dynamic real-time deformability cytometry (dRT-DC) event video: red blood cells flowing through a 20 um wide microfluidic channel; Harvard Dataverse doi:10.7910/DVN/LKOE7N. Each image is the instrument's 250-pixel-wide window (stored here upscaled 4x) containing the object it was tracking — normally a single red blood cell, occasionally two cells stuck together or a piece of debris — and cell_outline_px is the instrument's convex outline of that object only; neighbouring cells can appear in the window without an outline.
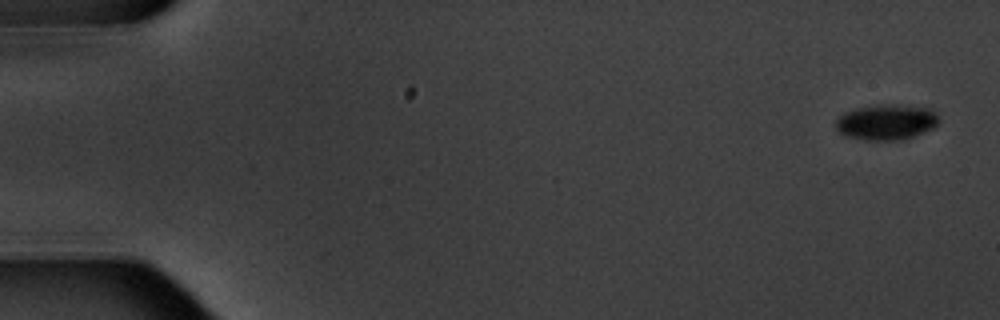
{"species": "common noctule bat (a hibernating species)", "species_latin": "Nyctalus noctula", "temperature_condition": "warm", "stored_images_in_passage": 6, "camera_frame_rate_fps": 3000, "um_per_image_px": 0.085, "animal": {"sex": "male", "body_mass_g": 20.1, "forearm_length_mm": 53.5}, "frame": {"image": 1, "passage_image": 1, "time_ms": 0.0, "image_size_px": [1000, 320], "cell_outline_px": [[940, 120], [932, 128], [904, 140], [864, 140], [844, 136], [836, 128], [836, 120], [844, 112], [856, 108], [880, 104], [892, 104], [928, 108], [936, 112]], "centroid_in_image_um": [75.33, 10.38], "position_along_channel_um": 9.7, "area_um2": 21.39}}
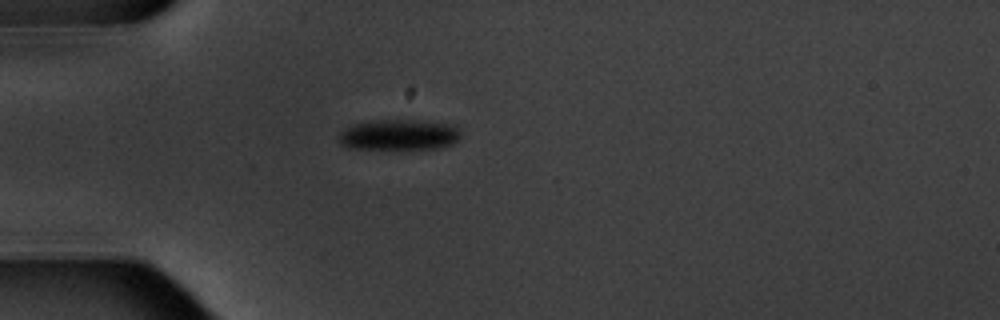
{"frame": {"image": 2, "passage_image": 5, "time_ms": 5.0, "image_size_px": [1000, 320], "cell_outline_px": [[460, 136], [452, 144], [444, 148], [400, 152], [348, 148], [340, 144], [336, 136], [340, 132], [356, 124], [372, 120], [416, 120], [448, 124], [456, 128], [460, 132]], "centroid_in_image_um": [33.88, 11.53], "position_along_channel_um": 51.1, "area_um2": 22.89}}